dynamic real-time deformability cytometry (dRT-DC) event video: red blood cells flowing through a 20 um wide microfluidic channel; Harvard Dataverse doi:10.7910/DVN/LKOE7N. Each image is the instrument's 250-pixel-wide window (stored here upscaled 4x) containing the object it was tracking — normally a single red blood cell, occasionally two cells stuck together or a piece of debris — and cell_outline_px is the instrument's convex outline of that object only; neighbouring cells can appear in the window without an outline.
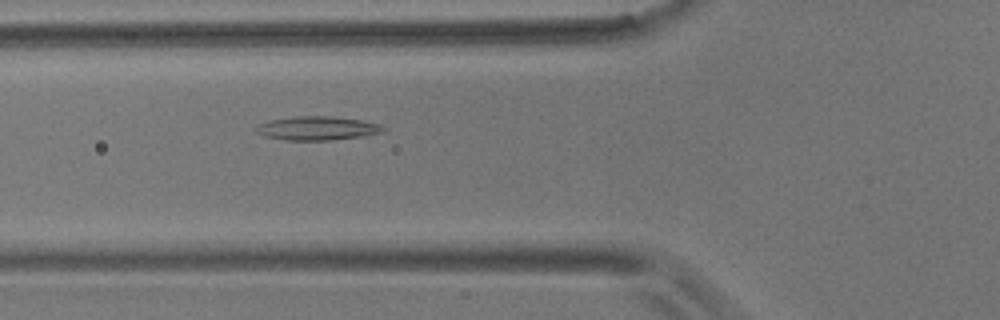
{"species": "common noctule bat (a hibernating species)", "species_latin": "Nyctalus noctula", "temperature_condition": "room temperature", "stored_images_in_passage": 30, "camera_frame_rate_fps": 3000, "um_per_image_px": 0.085, "animal": {"sex": "male", "body_mass_g": 17.9}, "frame": {"image": 1, "passage_image": 7, "time_ms": 2.0, "image_size_px": [1000, 320], "cell_outline_px": [[388, 128], [384, 132], [364, 136], [332, 140], [284, 140], [264, 136], [256, 132], [256, 124], [272, 120], [296, 116], [332, 116], [360, 120], [376, 124]], "centroid_in_image_um": [26.97, 10.91], "position_along_channel_um": 98.8, "area_um2": 17.63}}
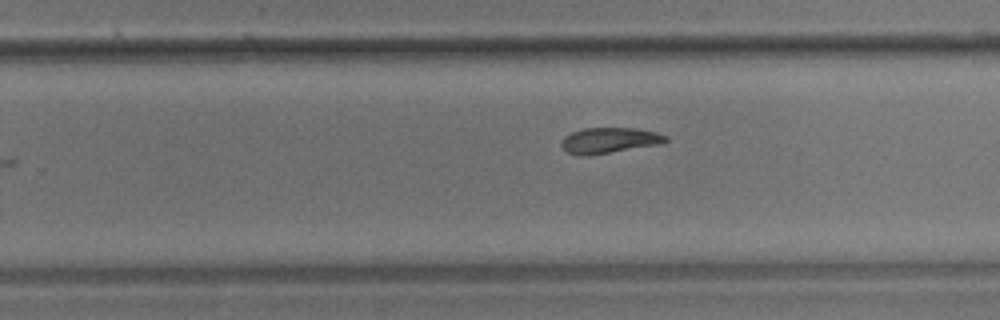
{"frame": {"image": 2, "passage_image": 22, "time_ms": 7.0, "image_size_px": [1000, 320], "cell_outline_px": [[668, 140], [656, 144], [588, 156], [580, 156], [568, 152], [560, 144], [564, 136], [572, 132], [584, 128], [636, 128], [656, 132], [668, 136]], "centroid_in_image_um": [51.75, 11.92], "position_along_channel_um": 278.1, "area_um2": 15.37}}
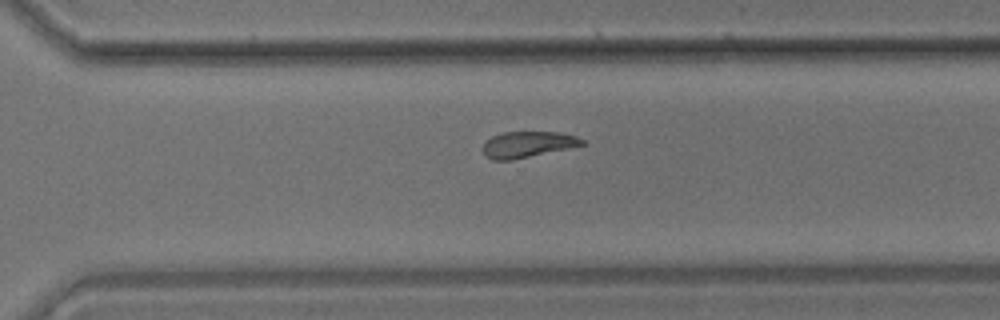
{"frame": {"image": 3, "passage_image": 26, "time_ms": 8.333, "image_size_px": [1000, 320], "cell_outline_px": [[588, 144], [512, 160], [492, 160], [484, 156], [480, 148], [492, 136], [504, 132], [560, 132], [576, 136], [584, 140]], "centroid_in_image_um": [44.84, 12.28], "position_along_channel_um": 325.8, "area_um2": 15.2}, "authors_computed_cell_mechanics": {"area_um2": 16.1262, "velocity_mm_per_s": 3.5847, "shape_relaxation_time_tau1_ms": null, "shape_relaxation_time_tau2_ms": 7.6081, "deformation_change_tau1": null, "deformation_change_tau2": 0.1561}}